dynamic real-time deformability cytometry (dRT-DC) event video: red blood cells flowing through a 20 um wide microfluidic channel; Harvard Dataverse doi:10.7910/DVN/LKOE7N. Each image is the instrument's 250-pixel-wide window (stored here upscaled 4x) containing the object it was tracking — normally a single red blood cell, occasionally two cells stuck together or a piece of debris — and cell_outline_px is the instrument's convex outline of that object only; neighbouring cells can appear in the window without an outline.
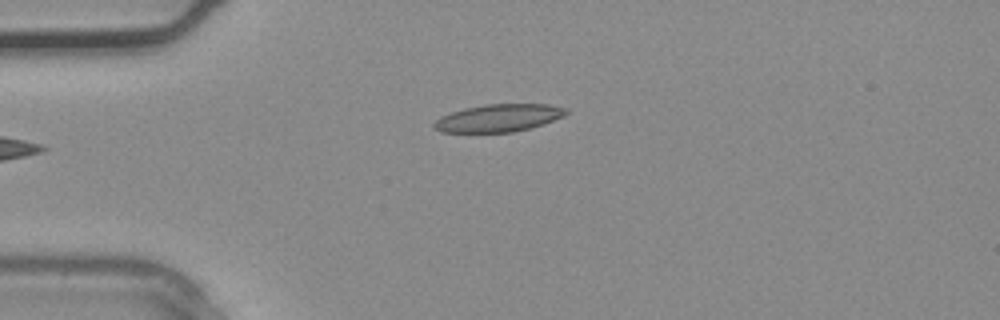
{"species": "common noctule bat (a hibernating species)", "species_latin": "Nyctalus noctula", "temperature_condition": "warm", "stored_images_in_passage": 4, "camera_frame_rate_fps": 3000, "um_per_image_px": 0.085, "animal": {"sex": "male", "body_mass_g": 20.4}, "frame": {"image": 1, "passage_image": 3, "time_ms": 0.667, "image_size_px": [1000, 320], "cell_outline_px": [[568, 112], [564, 116], [544, 124], [532, 128], [512, 132], [440, 132], [432, 128], [432, 124], [440, 116], [464, 108], [488, 104], [548, 104], [568, 108]], "centroid_in_image_um": [42.38, 10.03], "position_along_channel_um": 42.6, "area_um2": 21.39}}
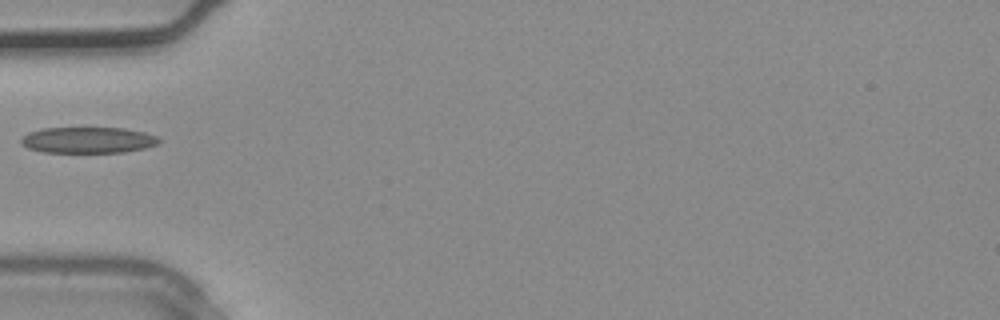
{"frame": {"image": 2, "passage_image": 4, "time_ms": 1.0, "image_size_px": [1000, 320], "cell_outline_px": [[160, 144], [144, 148], [124, 152], [44, 152], [28, 148], [20, 144], [20, 140], [28, 132], [44, 128], [124, 128], [144, 132], [160, 136]], "centroid_in_image_um": [7.51, 11.9], "position_along_channel_um": 77.5, "area_um2": 21.04}}